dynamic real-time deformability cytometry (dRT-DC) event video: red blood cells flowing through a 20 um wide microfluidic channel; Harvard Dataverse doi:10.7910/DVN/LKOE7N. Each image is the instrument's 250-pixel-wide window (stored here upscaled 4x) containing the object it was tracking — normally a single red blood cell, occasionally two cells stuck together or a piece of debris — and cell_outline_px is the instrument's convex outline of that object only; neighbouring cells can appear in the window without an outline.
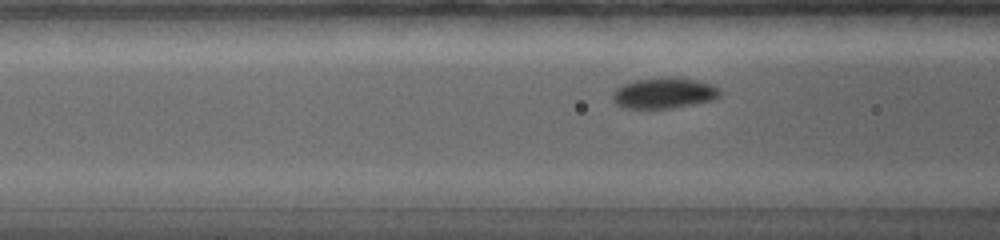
{"species": "common noctule bat (a hibernating species)", "species_latin": "Nyctalus noctula", "temperature_condition": "warm", "stored_images_in_passage": 45, "camera_frame_rate_fps": 5000, "um_per_image_px": 0.085, "animal": {"sex": "female", "body_mass_g": 19.0, "forearm_length_mm": 56.7}, "frame": {"image": 1, "passage_image": 14, "time_ms": 3.8, "image_size_px": [1000, 240], "cell_outline_px": [[720, 92], [712, 100], [672, 108], [620, 108], [616, 104], [612, 96], [616, 88], [624, 84], [636, 80], [668, 76], [676, 76], [696, 80], [712, 84]], "centroid_in_image_um": [56.4, 7.9], "position_along_channel_um": 110.2, "area_um2": 19.13}}
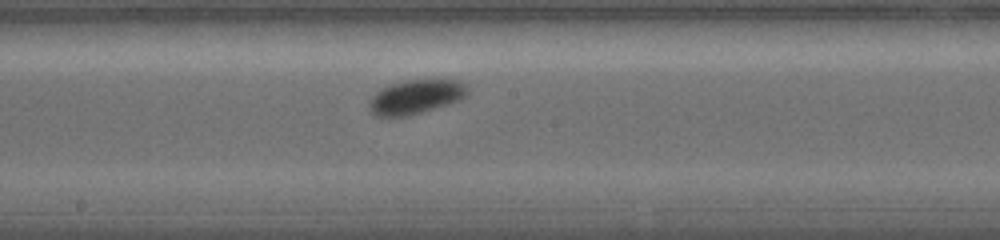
{"frame": {"image": 2, "passage_image": 23, "time_ms": 6.6, "image_size_px": [1000, 240], "cell_outline_px": [[468, 92], [460, 100], [420, 112], [400, 116], [380, 116], [368, 104], [372, 96], [380, 88], [388, 84], [408, 80], [460, 80], [468, 84]], "centroid_in_image_um": [35.38, 8.19], "position_along_channel_um": 212.8, "area_um2": 19.13}}
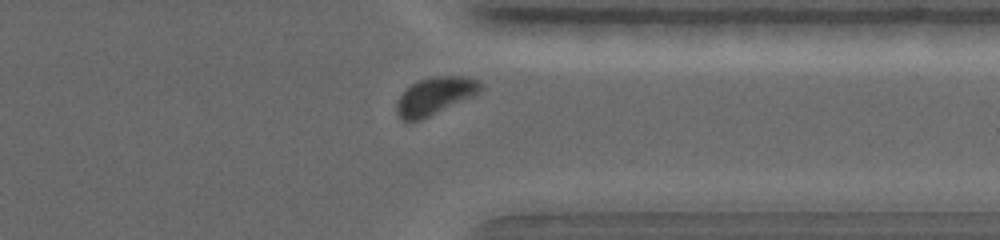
{"frame": {"image": 3, "passage_image": 38, "time_ms": 11.0, "image_size_px": [1000, 240], "cell_outline_px": [[484, 88], [480, 92], [472, 96], [424, 116], [412, 120], [408, 120], [400, 116], [400, 96], [404, 88], [416, 80], [432, 76], [460, 76], [480, 80], [484, 84]], "centroid_in_image_um": [37.06, 8.04], "position_along_channel_um": 374.3, "area_um2": 17.34}, "authors_computed_cell_mechanics": {"area_um2": 17.8024, "velocity_mm_per_s": 3.6749, "shape_relaxation_time_tau1_ms": 2.6008, "shape_relaxation_time_tau2_ms": null, "deformation_change_tau1": 0.1133, "deformation_change_tau2": null}}